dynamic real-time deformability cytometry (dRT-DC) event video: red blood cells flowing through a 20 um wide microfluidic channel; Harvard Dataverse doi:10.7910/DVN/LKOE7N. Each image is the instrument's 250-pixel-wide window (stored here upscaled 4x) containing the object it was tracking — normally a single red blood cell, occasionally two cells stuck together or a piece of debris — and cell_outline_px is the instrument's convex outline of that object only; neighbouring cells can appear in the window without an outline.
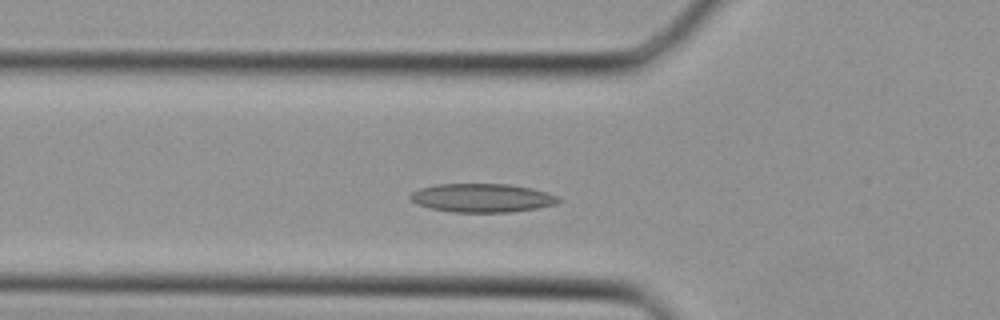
{"species": "Egyptian fruit bat (a non-hibernating species)", "species_latin": "Rousettus aegyptiacus", "temperature_condition": "cold", "stored_images_in_passage": 25, "camera_frame_rate_fps": 3000, "um_per_image_px": 0.085, "animal": {"sex": "female"}, "frame": {"image": 1, "passage_image": 7, "time_ms": 2.0, "image_size_px": [1000, 320], "cell_outline_px": [[560, 200], [556, 204], [536, 208], [512, 212], [452, 212], [432, 208], [416, 204], [408, 196], [412, 192], [420, 188], [436, 184], [508, 184], [532, 188], [560, 196]], "centroid_in_image_um": [40.99, 16.82], "position_along_channel_um": 84.8, "area_um2": 24.74}}
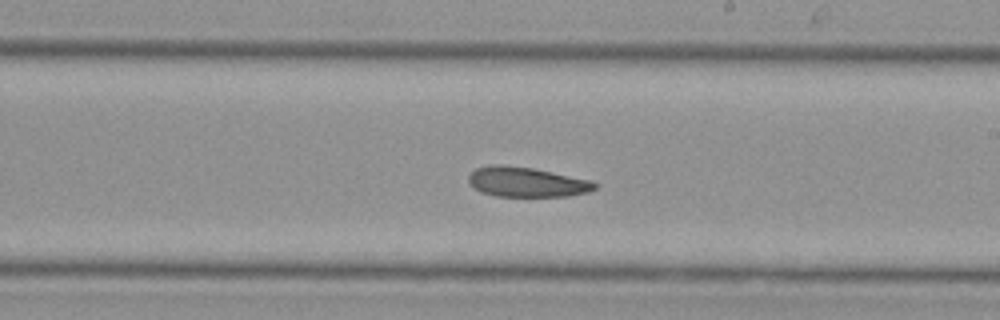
{"frame": {"image": 2, "passage_image": 16, "time_ms": 5.0, "image_size_px": [1000, 320], "cell_outline_px": [[596, 188], [588, 192], [568, 196], [496, 196], [480, 192], [468, 180], [468, 176], [476, 168], [492, 164], [500, 164], [532, 168], [592, 180], [596, 184]], "centroid_in_image_um": [44.77, 15.47], "position_along_channel_um": 244.2, "area_um2": 21.85}}
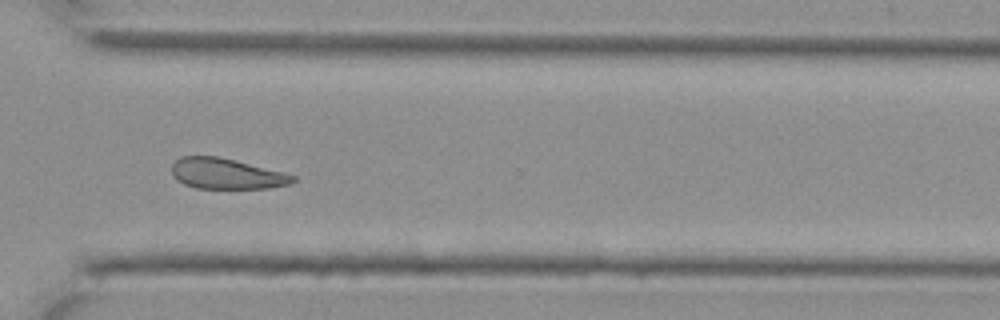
{"frame": {"image": 3, "passage_image": 22, "time_ms": 7.0, "image_size_px": [1000, 320], "cell_outline_px": [[296, 180], [292, 184], [268, 188], [196, 188], [184, 184], [176, 180], [172, 176], [172, 164], [180, 156], [216, 156], [296, 176]], "centroid_in_image_um": [19.2, 14.78], "position_along_channel_um": 351.4, "area_um2": 21.33}}